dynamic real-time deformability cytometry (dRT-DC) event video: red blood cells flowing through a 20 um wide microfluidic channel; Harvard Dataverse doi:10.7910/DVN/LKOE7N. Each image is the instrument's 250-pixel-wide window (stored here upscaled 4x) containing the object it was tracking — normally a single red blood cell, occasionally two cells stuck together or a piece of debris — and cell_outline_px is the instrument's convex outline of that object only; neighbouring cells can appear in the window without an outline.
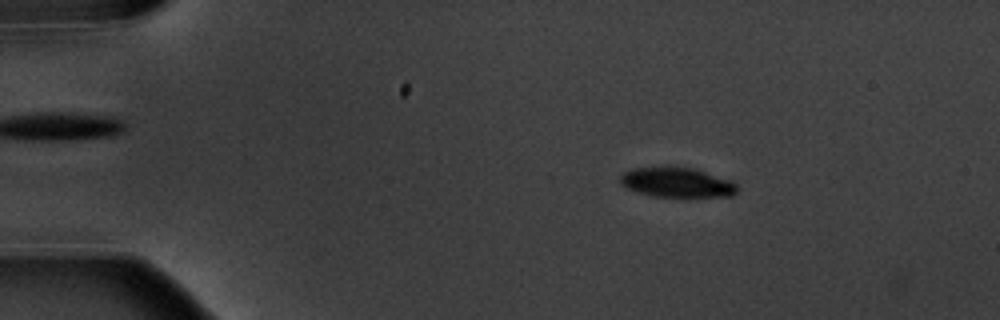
{"species": "common noctule bat (a hibernating species)", "species_latin": "Nyctalus noctula", "temperature_condition": "warm", "stored_images_in_passage": 7, "camera_frame_rate_fps": 3000, "um_per_image_px": 0.085, "animal": {"sex": "male", "body_mass_g": 20.1, "forearm_length_mm": 53.5}, "frame": {"image": 1, "passage_image": 2, "time_ms": 2.333, "image_size_px": [1000, 320], "cell_outline_px": [[736, 192], [732, 196], [680, 200], [652, 196], [628, 188], [620, 184], [620, 176], [624, 172], [632, 168], [692, 168], [732, 180], [736, 184]], "centroid_in_image_um": [57.59, 15.58], "position_along_channel_um": 27.4, "area_um2": 20.87}}
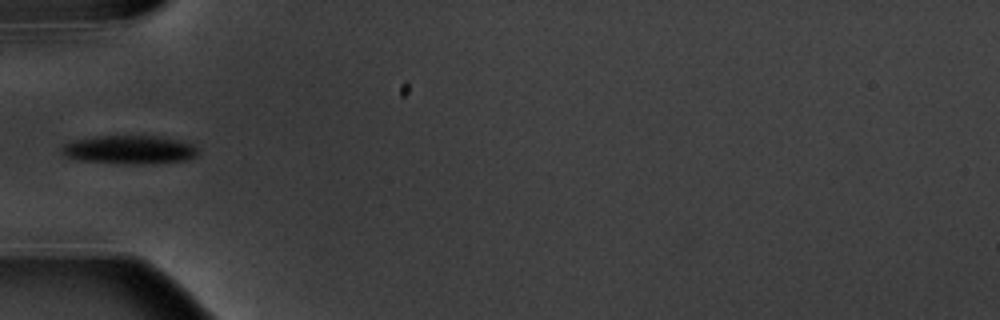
{"frame": {"image": 2, "passage_image": 5, "time_ms": 5.667, "image_size_px": [1000, 320], "cell_outline_px": [[196, 156], [184, 160], [152, 164], [124, 164], [80, 160], [64, 156], [60, 152], [60, 148], [64, 144], [72, 140], [96, 136], [156, 136], [176, 140], [192, 144], [196, 148]], "centroid_in_image_um": [10.93, 12.73], "position_along_channel_um": 74.1, "area_um2": 22.66}}